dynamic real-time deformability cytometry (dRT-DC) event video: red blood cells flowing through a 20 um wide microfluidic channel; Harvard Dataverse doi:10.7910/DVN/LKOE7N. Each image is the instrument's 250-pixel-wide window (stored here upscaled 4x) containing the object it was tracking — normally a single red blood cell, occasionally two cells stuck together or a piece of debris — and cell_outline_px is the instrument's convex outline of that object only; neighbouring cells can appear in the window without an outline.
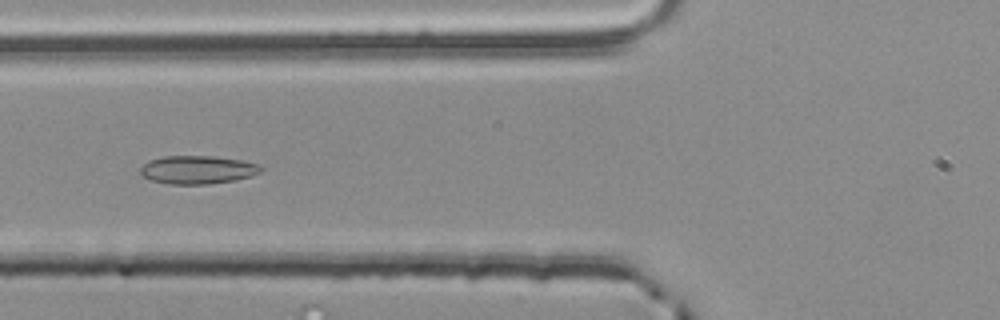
{"species": "common noctule bat (a hibernating species)", "species_latin": "Nyctalus noctula", "temperature_condition": "room temperature", "stored_images_in_passage": 32, "camera_frame_rate_fps": 3000, "um_per_image_px": 0.085, "animal": {"sex": "male", "body_mass_g": 20.4}, "frame": {"image": 1, "passage_image": 4, "time_ms": 1.0, "image_size_px": [1000, 320], "cell_outline_px": [[264, 168], [260, 172], [252, 176], [236, 180], [208, 184], [172, 184], [152, 180], [144, 176], [140, 172], [140, 168], [148, 160], [164, 156], [212, 156], [240, 160], [260, 164]], "centroid_in_image_um": [16.83, 14.42], "position_along_channel_um": 109.0, "area_um2": 19.83}}
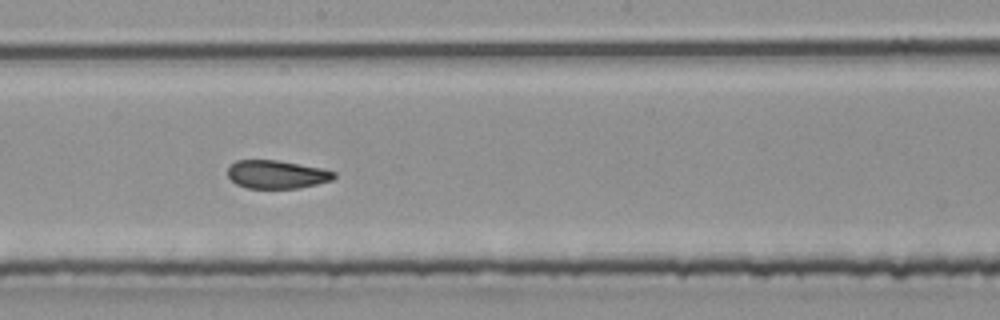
{"frame": {"image": 2, "passage_image": 13, "time_ms": 4.0, "image_size_px": [1000, 320], "cell_outline_px": [[336, 176], [332, 180], [300, 188], [248, 188], [236, 184], [228, 176], [228, 168], [236, 160], [276, 160], [320, 168], [336, 172]], "centroid_in_image_um": [23.52, 14.83], "position_along_channel_um": 224.7, "area_um2": 17.34}}
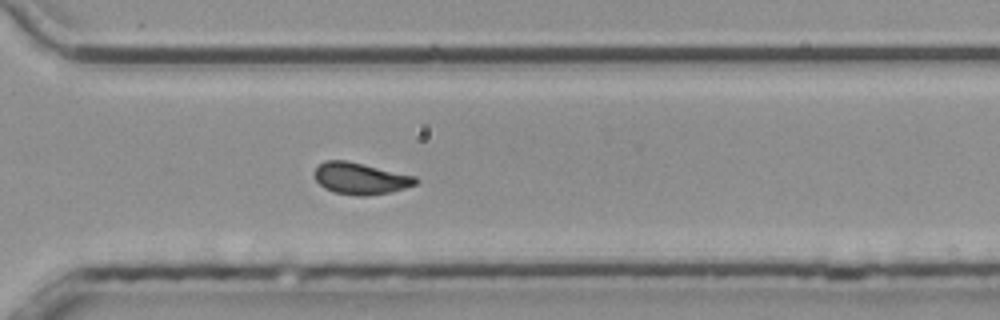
{"frame": {"image": 3, "passage_image": 22, "time_ms": 7.0, "image_size_px": [1000, 320], "cell_outline_px": [[420, 180], [416, 184], [404, 188], [388, 192], [364, 196], [356, 196], [336, 192], [324, 188], [316, 180], [312, 172], [324, 160], [344, 160], [416, 176]], "centroid_in_image_um": [30.62, 15.17], "position_along_channel_um": 340.0, "area_um2": 18.5}, "authors_computed_cell_mechanics": {"area_um2": 18.0336, "velocity_mm_per_s": 3.8488, "shape_relaxation_time_tau1_ms": null, "shape_relaxation_time_tau2_ms": 1.9637, "deformation_change_tau1": null, "deformation_change_tau2": 0.0673}}